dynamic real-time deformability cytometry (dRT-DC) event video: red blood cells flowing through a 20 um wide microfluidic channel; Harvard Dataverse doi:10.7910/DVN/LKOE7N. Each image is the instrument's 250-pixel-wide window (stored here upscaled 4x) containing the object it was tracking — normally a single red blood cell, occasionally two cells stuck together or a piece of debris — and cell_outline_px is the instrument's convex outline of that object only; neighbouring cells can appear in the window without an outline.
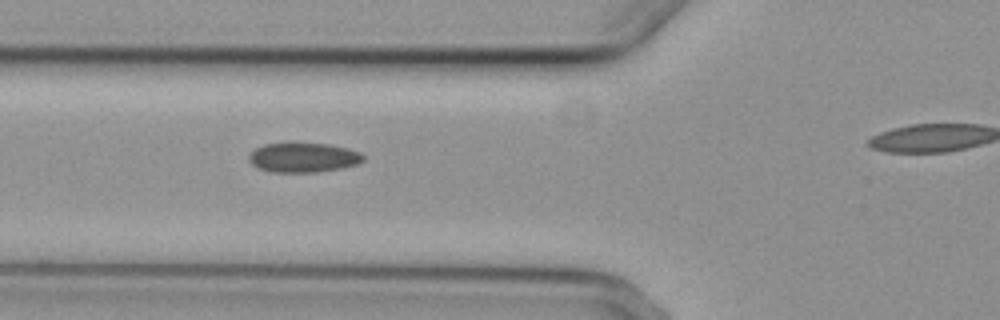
{"species": "common noctule bat (a hibernating species)", "species_latin": "Nyctalus noctula", "temperature_condition": "cold", "stored_images_in_passage": 4, "segment_of_instrument_passage": [1, 2], "camera_frame_rate_fps": 3000, "um_per_image_px": 0.085, "animal": {"sex": "female", "body_mass_g": 29.2, "forearm_length_mm": 56.3}, "frame": {"image": 1, "passage_image": 3, "time_ms": 3.0, "image_size_px": [1000, 320], "cell_outline_px": [[364, 160], [356, 164], [340, 168], [316, 172], [272, 172], [256, 168], [248, 160], [248, 156], [256, 148], [264, 144], [328, 144], [348, 148], [360, 152], [364, 156]], "centroid_in_image_um": [25.77, 13.4], "position_along_channel_um": 100.0, "area_um2": 19.48}}